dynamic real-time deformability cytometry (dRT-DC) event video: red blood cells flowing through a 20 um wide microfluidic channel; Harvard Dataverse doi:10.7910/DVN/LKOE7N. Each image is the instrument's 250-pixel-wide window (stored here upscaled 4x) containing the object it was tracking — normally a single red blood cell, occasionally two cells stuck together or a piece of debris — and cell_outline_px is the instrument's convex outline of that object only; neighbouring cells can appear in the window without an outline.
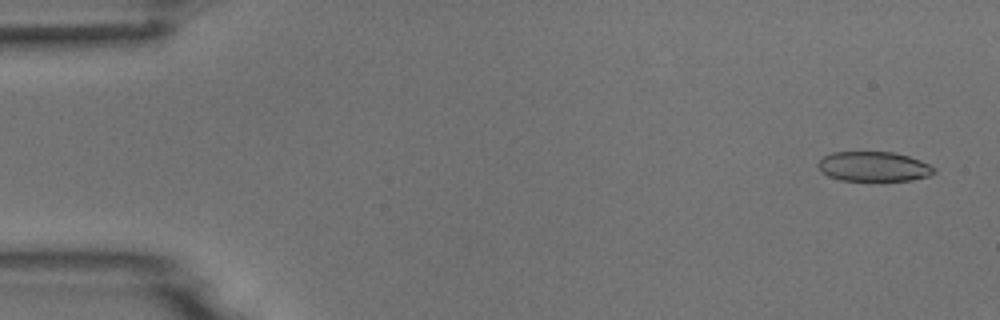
{"species": "common noctule bat (a hibernating species)", "species_latin": "Nyctalus noctula", "temperature_condition": "room temperature", "stored_images_in_passage": 54, "camera_frame_rate_fps": 3000, "um_per_image_px": 0.085, "animal": {"sex": "male", "body_mass_g": 18.8}, "frame": {"image": 1, "passage_image": 3, "time_ms": 0.667, "image_size_px": [1000, 320], "cell_outline_px": [[936, 172], [928, 176], [912, 180], [840, 180], [828, 176], [820, 172], [816, 164], [824, 156], [832, 152], [892, 152], [908, 156], [920, 160], [936, 168]], "centroid_in_image_um": [74.24, 14.15], "position_along_channel_um": 10.8, "area_um2": 20.11}}
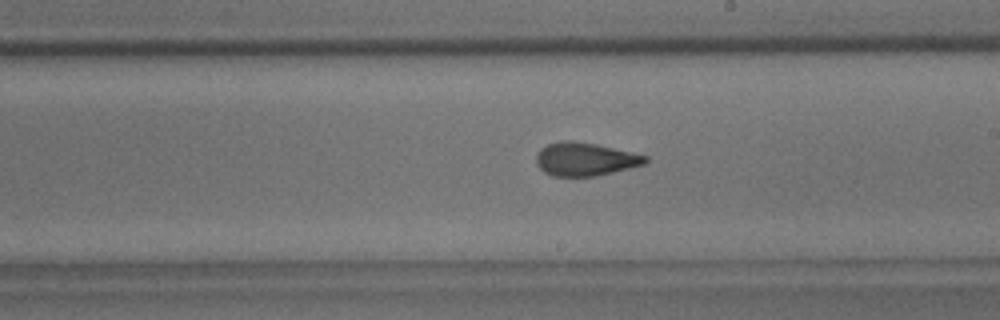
{"frame": {"image": 2, "passage_image": 31, "time_ms": 10.0, "image_size_px": [1000, 320], "cell_outline_px": [[648, 160], [644, 164], [596, 176], [552, 176], [544, 172], [536, 164], [536, 152], [540, 148], [548, 144], [560, 140], [572, 140], [596, 144], [632, 152], [648, 156]], "centroid_in_image_um": [49.69, 13.52], "position_along_channel_um": 239.3, "area_um2": 21.21}}
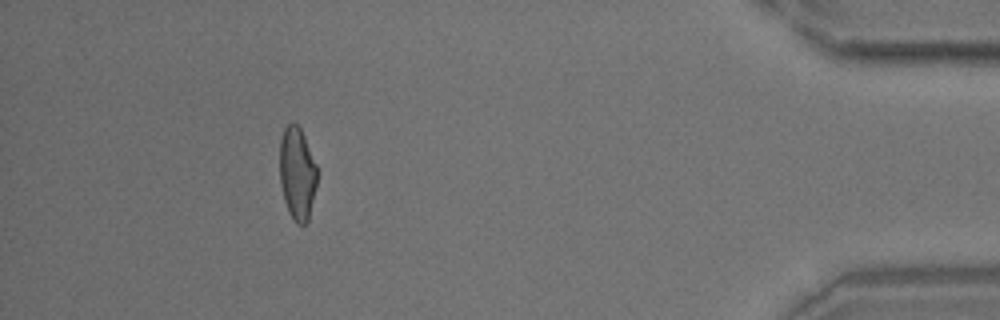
{"frame": {"image": 3, "passage_image": 49, "time_ms": 16.0, "image_size_px": [1000, 320], "cell_outline_px": [[316, 184], [308, 220], [304, 224], [296, 224], [292, 220], [288, 212], [284, 200], [280, 184], [280, 140], [284, 128], [292, 120], [300, 128], [304, 136], [316, 164]], "centroid_in_image_um": [25.24, 14.74], "position_along_channel_um": 410.0, "area_um2": 20.17}}